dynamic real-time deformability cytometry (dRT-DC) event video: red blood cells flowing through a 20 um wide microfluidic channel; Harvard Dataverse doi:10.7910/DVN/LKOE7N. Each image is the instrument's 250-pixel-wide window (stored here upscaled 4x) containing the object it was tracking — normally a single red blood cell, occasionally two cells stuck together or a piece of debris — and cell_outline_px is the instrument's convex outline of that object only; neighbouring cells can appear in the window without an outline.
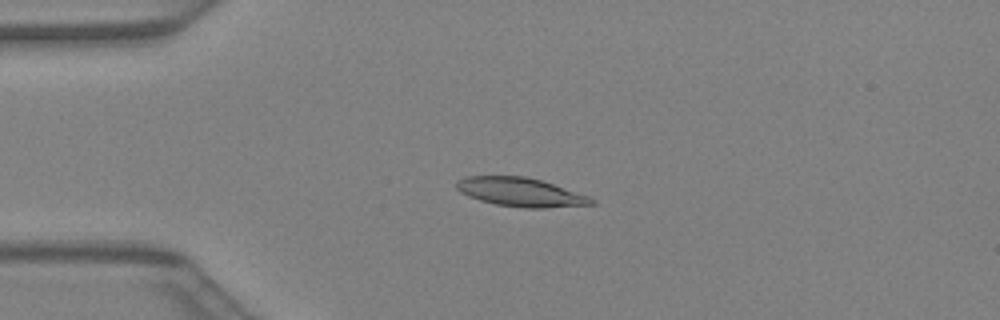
{"species": "Egyptian fruit bat (a non-hibernating species)", "species_latin": "Rousettus aegyptiacus", "temperature_condition": "warm", "stored_images_in_passage": 41, "camera_frame_rate_fps": 3000, "um_per_image_px": 0.085, "animal": {"sex": "female"}, "frame": {"image": 1, "passage_image": 10, "time_ms": 3.0, "image_size_px": [1000, 320], "cell_outline_px": [[596, 204], [544, 208], [524, 208], [496, 204], [480, 200], [468, 196], [460, 192], [456, 188], [456, 180], [464, 176], [524, 176], [540, 180], [588, 196], [596, 200]], "centroid_in_image_um": [44.21, 16.33], "position_along_channel_um": 40.8, "area_um2": 22.54}}
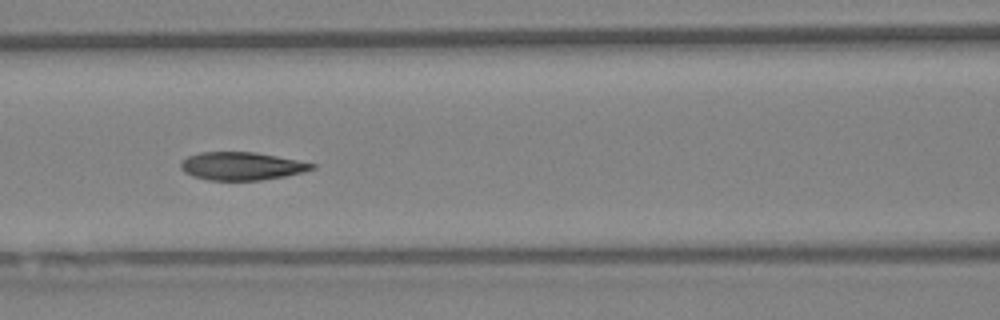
{"frame": {"image": 2, "passage_image": 18, "time_ms": 5.667, "image_size_px": [1000, 320], "cell_outline_px": [[316, 168], [284, 176], [260, 180], [208, 180], [192, 176], [184, 172], [180, 168], [180, 164], [188, 156], [200, 152], [252, 152], [276, 156], [316, 164]], "centroid_in_image_um": [20.5, 14.12], "position_along_channel_um": 146.1, "area_um2": 21.15}}
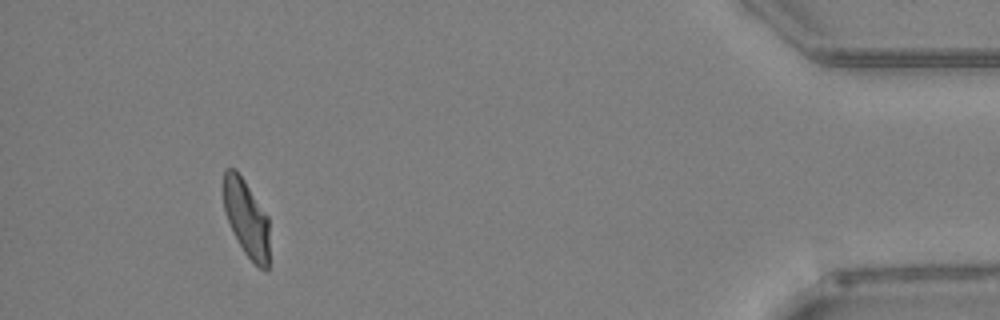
{"frame": {"image": 3, "passage_image": 38, "time_ms": 12.333, "image_size_px": [1000, 320], "cell_outline_px": [[268, 272], [264, 272], [244, 252], [224, 212], [224, 172], [228, 168], [236, 168], [268, 216]], "centroid_in_image_um": [20.95, 18.54], "position_along_channel_um": 414.2, "area_um2": 20.23}}